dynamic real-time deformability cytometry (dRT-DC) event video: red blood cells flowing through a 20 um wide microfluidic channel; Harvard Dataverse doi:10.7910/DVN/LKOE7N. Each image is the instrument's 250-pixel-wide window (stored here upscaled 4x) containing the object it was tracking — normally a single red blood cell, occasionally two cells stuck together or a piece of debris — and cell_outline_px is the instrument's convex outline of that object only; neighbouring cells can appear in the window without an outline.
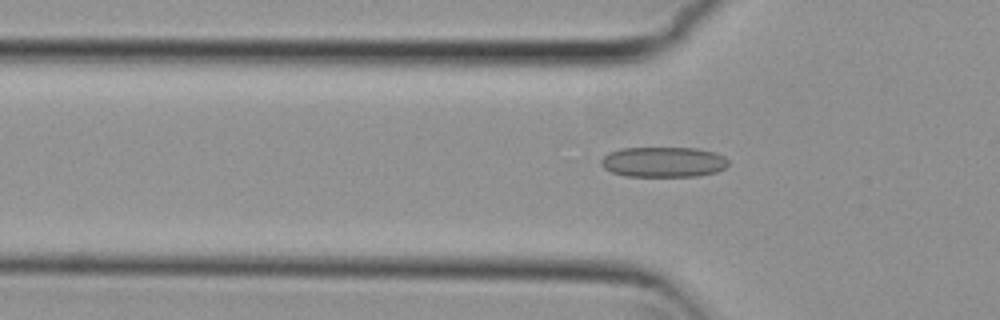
{"species": "common noctule bat (a hibernating species)", "species_latin": "Nyctalus noctula", "temperature_condition": "cold", "stored_images_in_passage": 41, "camera_frame_rate_fps": 3000, "um_per_image_px": 0.085, "animal": {"sex": "female", "body_mass_g": 29.2, "forearm_length_mm": 56.3}, "frame": {"image": 1, "passage_image": 10, "time_ms": 3.0, "image_size_px": [1000, 320], "cell_outline_px": [[728, 164], [724, 168], [716, 172], [696, 176], [624, 176], [612, 172], [604, 168], [600, 164], [600, 160], [608, 152], [620, 148], [696, 148], [716, 152], [724, 156], [728, 160]], "centroid_in_image_um": [56.37, 13.76], "position_along_channel_um": 69.4, "area_um2": 22.6}}
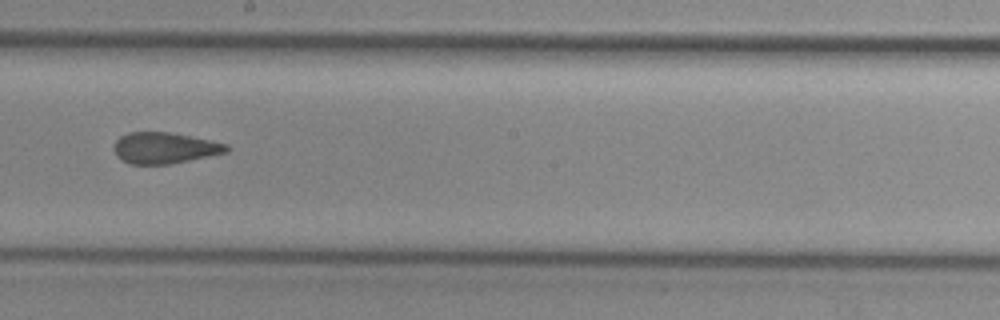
{"frame": {"image": 2, "passage_image": 23, "time_ms": 7.333, "image_size_px": [1000, 320], "cell_outline_px": [[228, 152], [168, 164], [128, 164], [120, 160], [116, 156], [112, 148], [112, 144], [120, 136], [128, 132], [168, 132], [212, 140], [228, 144]], "centroid_in_image_um": [13.92, 12.57], "position_along_channel_um": 234.3, "area_um2": 20.58}}
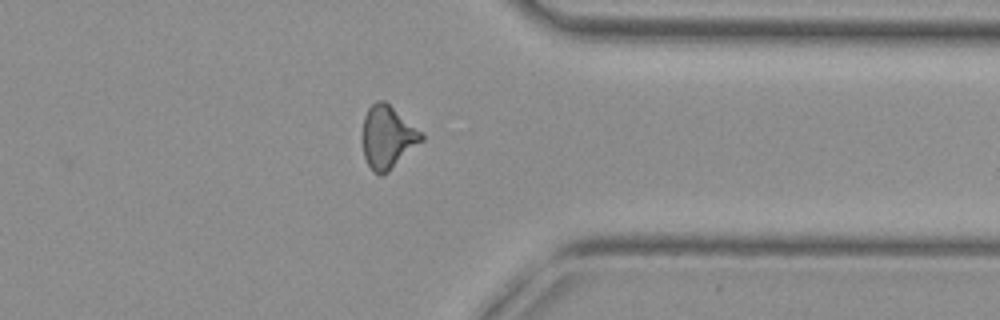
{"frame": {"image": 3, "passage_image": 35, "time_ms": 11.333, "image_size_px": [1000, 320], "cell_outline_px": [[424, 140], [384, 176], [380, 176], [372, 172], [364, 156], [364, 116], [368, 108], [376, 100], [384, 100], [424, 132]], "centroid_in_image_um": [32.99, 11.67], "position_along_channel_um": 378.4, "area_um2": 21.73}, "authors_computed_cell_mechanics": {"area_um2": 21.386, "velocity_mm_per_s": 3.7888, "shape_relaxation_time_tau1_ms": null, "shape_relaxation_time_tau2_ms": 2.7198, "deformation_change_tau1": null, "deformation_change_tau2": 0.0824}}